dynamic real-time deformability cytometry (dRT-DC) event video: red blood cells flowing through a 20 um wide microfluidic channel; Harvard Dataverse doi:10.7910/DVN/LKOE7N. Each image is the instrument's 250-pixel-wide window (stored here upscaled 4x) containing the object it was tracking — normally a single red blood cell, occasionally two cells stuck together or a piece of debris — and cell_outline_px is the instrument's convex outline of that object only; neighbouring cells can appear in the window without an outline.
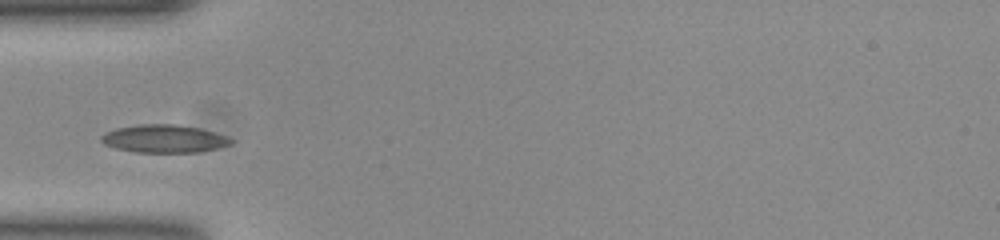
{"species": "common noctule bat (a hibernating species)", "species_latin": "Nyctalus noctula", "temperature_condition": "room temperature", "stored_images_in_passage": 37, "camera_frame_rate_fps": 3000, "um_per_image_px": 0.085, "animal": {"sex": "female", "body_mass_g": 23.0, "forearm_length_mm": 53.4}, "frame": {"image": 1, "passage_image": 1, "time_ms": 0.0, "image_size_px": [1000, 240], "cell_outline_px": [[232, 144], [216, 148], [196, 152], [136, 152], [116, 148], [104, 144], [100, 140], [100, 136], [116, 128], [140, 124], [172, 124], [200, 128], [224, 136], [232, 140]], "centroid_in_image_um": [13.9, 11.79], "position_along_channel_um": 71.1, "area_um2": 20.75}}
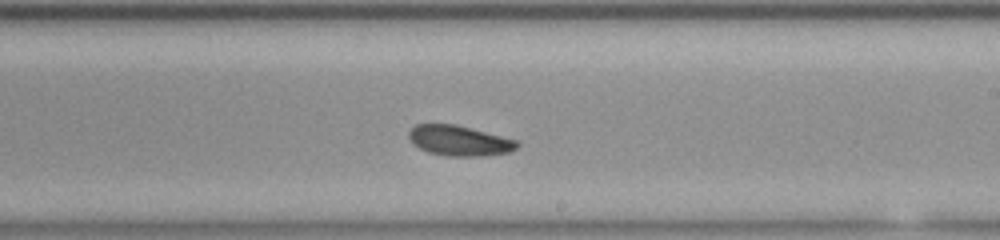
{"frame": {"image": 2, "passage_image": 15, "time_ms": 4.667, "image_size_px": [1000, 240], "cell_outline_px": [[520, 144], [516, 148], [508, 152], [484, 156], [448, 156], [428, 152], [412, 144], [408, 136], [408, 132], [416, 124], [456, 124], [516, 140]], "centroid_in_image_um": [39.01, 11.96], "position_along_channel_um": 250.0, "area_um2": 19.02}}
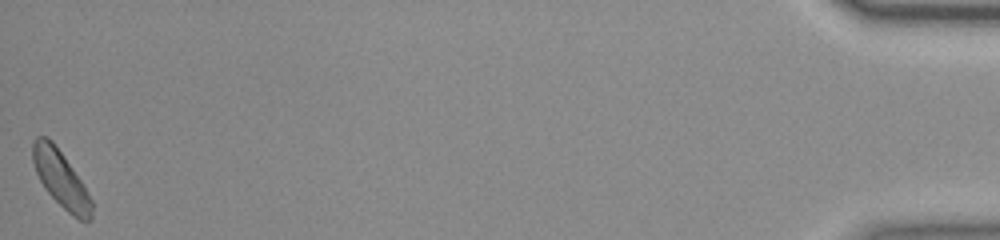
{"frame": {"image": 3, "passage_image": 37, "time_ms": 12.0, "image_size_px": [1000, 240], "cell_outline_px": [[92, 220], [80, 220], [68, 212], [44, 188], [36, 172], [32, 160], [32, 144], [36, 136], [44, 136], [52, 140], [80, 180], [92, 200]], "centroid_in_image_um": [5.15, 15.2], "position_along_channel_um": 430.0, "area_um2": 18.96}}